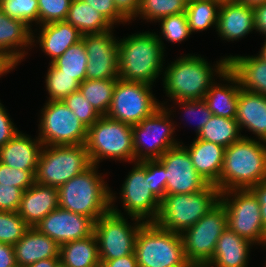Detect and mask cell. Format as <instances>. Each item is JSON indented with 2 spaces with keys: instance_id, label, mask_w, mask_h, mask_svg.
<instances>
[{
  "instance_id": "cell-36",
  "label": "cell",
  "mask_w": 266,
  "mask_h": 267,
  "mask_svg": "<svg viewBox=\"0 0 266 267\" xmlns=\"http://www.w3.org/2000/svg\"><path fill=\"white\" fill-rule=\"evenodd\" d=\"M49 69L45 76V87L49 94L47 101L63 100L71 93L79 90L80 83L68 74H63L53 63H49Z\"/></svg>"
},
{
  "instance_id": "cell-53",
  "label": "cell",
  "mask_w": 266,
  "mask_h": 267,
  "mask_svg": "<svg viewBox=\"0 0 266 267\" xmlns=\"http://www.w3.org/2000/svg\"><path fill=\"white\" fill-rule=\"evenodd\" d=\"M254 11V20H255V30L260 34L265 35L266 38V3L255 6Z\"/></svg>"
},
{
  "instance_id": "cell-51",
  "label": "cell",
  "mask_w": 266,
  "mask_h": 267,
  "mask_svg": "<svg viewBox=\"0 0 266 267\" xmlns=\"http://www.w3.org/2000/svg\"><path fill=\"white\" fill-rule=\"evenodd\" d=\"M250 190L255 194L260 204V211L262 217V223L266 229V180L259 184L252 186Z\"/></svg>"
},
{
  "instance_id": "cell-3",
  "label": "cell",
  "mask_w": 266,
  "mask_h": 267,
  "mask_svg": "<svg viewBox=\"0 0 266 267\" xmlns=\"http://www.w3.org/2000/svg\"><path fill=\"white\" fill-rule=\"evenodd\" d=\"M164 51L154 32H140L118 42L119 78L153 85L163 72Z\"/></svg>"
},
{
  "instance_id": "cell-20",
  "label": "cell",
  "mask_w": 266,
  "mask_h": 267,
  "mask_svg": "<svg viewBox=\"0 0 266 267\" xmlns=\"http://www.w3.org/2000/svg\"><path fill=\"white\" fill-rule=\"evenodd\" d=\"M17 133L10 141L0 148V162L24 171H36L43 143L38 137Z\"/></svg>"
},
{
  "instance_id": "cell-9",
  "label": "cell",
  "mask_w": 266,
  "mask_h": 267,
  "mask_svg": "<svg viewBox=\"0 0 266 267\" xmlns=\"http://www.w3.org/2000/svg\"><path fill=\"white\" fill-rule=\"evenodd\" d=\"M91 165L86 145L43 146L35 182L59 188Z\"/></svg>"
},
{
  "instance_id": "cell-29",
  "label": "cell",
  "mask_w": 266,
  "mask_h": 267,
  "mask_svg": "<svg viewBox=\"0 0 266 267\" xmlns=\"http://www.w3.org/2000/svg\"><path fill=\"white\" fill-rule=\"evenodd\" d=\"M223 79H222V78ZM221 80L230 84H217L215 82L207 91L203 100L206 102L212 115L235 118L237 110V100L240 92V84L237 77L228 69Z\"/></svg>"
},
{
  "instance_id": "cell-17",
  "label": "cell",
  "mask_w": 266,
  "mask_h": 267,
  "mask_svg": "<svg viewBox=\"0 0 266 267\" xmlns=\"http://www.w3.org/2000/svg\"><path fill=\"white\" fill-rule=\"evenodd\" d=\"M113 30L82 35L87 52L86 79H118V42Z\"/></svg>"
},
{
  "instance_id": "cell-34",
  "label": "cell",
  "mask_w": 266,
  "mask_h": 267,
  "mask_svg": "<svg viewBox=\"0 0 266 267\" xmlns=\"http://www.w3.org/2000/svg\"><path fill=\"white\" fill-rule=\"evenodd\" d=\"M117 79H85L79 90L101 116L106 115L112 103L113 91Z\"/></svg>"
},
{
  "instance_id": "cell-52",
  "label": "cell",
  "mask_w": 266,
  "mask_h": 267,
  "mask_svg": "<svg viewBox=\"0 0 266 267\" xmlns=\"http://www.w3.org/2000/svg\"><path fill=\"white\" fill-rule=\"evenodd\" d=\"M100 267H138L135 253L119 257L114 260H100Z\"/></svg>"
},
{
  "instance_id": "cell-38",
  "label": "cell",
  "mask_w": 266,
  "mask_h": 267,
  "mask_svg": "<svg viewBox=\"0 0 266 267\" xmlns=\"http://www.w3.org/2000/svg\"><path fill=\"white\" fill-rule=\"evenodd\" d=\"M158 22L161 24V36L157 34L158 40L162 44L164 50V43L162 40L166 39L172 43H179L190 37L191 32L189 29L186 13H179L169 15L160 19Z\"/></svg>"
},
{
  "instance_id": "cell-2",
  "label": "cell",
  "mask_w": 266,
  "mask_h": 267,
  "mask_svg": "<svg viewBox=\"0 0 266 267\" xmlns=\"http://www.w3.org/2000/svg\"><path fill=\"white\" fill-rule=\"evenodd\" d=\"M266 180V141L243 136L225 148L219 180L220 192L250 189Z\"/></svg>"
},
{
  "instance_id": "cell-54",
  "label": "cell",
  "mask_w": 266,
  "mask_h": 267,
  "mask_svg": "<svg viewBox=\"0 0 266 267\" xmlns=\"http://www.w3.org/2000/svg\"><path fill=\"white\" fill-rule=\"evenodd\" d=\"M18 63L20 62L13 55L4 50H0V77L15 69Z\"/></svg>"
},
{
  "instance_id": "cell-47",
  "label": "cell",
  "mask_w": 266,
  "mask_h": 267,
  "mask_svg": "<svg viewBox=\"0 0 266 267\" xmlns=\"http://www.w3.org/2000/svg\"><path fill=\"white\" fill-rule=\"evenodd\" d=\"M98 10L113 26L129 20L117 9L114 0H83Z\"/></svg>"
},
{
  "instance_id": "cell-7",
  "label": "cell",
  "mask_w": 266,
  "mask_h": 267,
  "mask_svg": "<svg viewBox=\"0 0 266 267\" xmlns=\"http://www.w3.org/2000/svg\"><path fill=\"white\" fill-rule=\"evenodd\" d=\"M86 148L92 164L104 159L134 162L132 125L101 116L87 131ZM101 160V161H100Z\"/></svg>"
},
{
  "instance_id": "cell-49",
  "label": "cell",
  "mask_w": 266,
  "mask_h": 267,
  "mask_svg": "<svg viewBox=\"0 0 266 267\" xmlns=\"http://www.w3.org/2000/svg\"><path fill=\"white\" fill-rule=\"evenodd\" d=\"M117 9L129 20L137 15L140 0H114Z\"/></svg>"
},
{
  "instance_id": "cell-26",
  "label": "cell",
  "mask_w": 266,
  "mask_h": 267,
  "mask_svg": "<svg viewBox=\"0 0 266 267\" xmlns=\"http://www.w3.org/2000/svg\"><path fill=\"white\" fill-rule=\"evenodd\" d=\"M192 160L194 168L208 183L215 184L222 170L225 148L221 145L207 142L195 137L189 148L183 145Z\"/></svg>"
},
{
  "instance_id": "cell-28",
  "label": "cell",
  "mask_w": 266,
  "mask_h": 267,
  "mask_svg": "<svg viewBox=\"0 0 266 267\" xmlns=\"http://www.w3.org/2000/svg\"><path fill=\"white\" fill-rule=\"evenodd\" d=\"M227 58L228 69L242 89L266 96V61L261 56L229 55Z\"/></svg>"
},
{
  "instance_id": "cell-48",
  "label": "cell",
  "mask_w": 266,
  "mask_h": 267,
  "mask_svg": "<svg viewBox=\"0 0 266 267\" xmlns=\"http://www.w3.org/2000/svg\"><path fill=\"white\" fill-rule=\"evenodd\" d=\"M0 102V148L20 132Z\"/></svg>"
},
{
  "instance_id": "cell-14",
  "label": "cell",
  "mask_w": 266,
  "mask_h": 267,
  "mask_svg": "<svg viewBox=\"0 0 266 267\" xmlns=\"http://www.w3.org/2000/svg\"><path fill=\"white\" fill-rule=\"evenodd\" d=\"M41 113L38 138L44 146L86 144L88 128L62 100L46 101Z\"/></svg>"
},
{
  "instance_id": "cell-18",
  "label": "cell",
  "mask_w": 266,
  "mask_h": 267,
  "mask_svg": "<svg viewBox=\"0 0 266 267\" xmlns=\"http://www.w3.org/2000/svg\"><path fill=\"white\" fill-rule=\"evenodd\" d=\"M95 221L87 216L57 207L34 227L57 244L81 240L94 234Z\"/></svg>"
},
{
  "instance_id": "cell-43",
  "label": "cell",
  "mask_w": 266,
  "mask_h": 267,
  "mask_svg": "<svg viewBox=\"0 0 266 267\" xmlns=\"http://www.w3.org/2000/svg\"><path fill=\"white\" fill-rule=\"evenodd\" d=\"M36 171H24L11 168L0 162V183L13 185L23 191L35 183Z\"/></svg>"
},
{
  "instance_id": "cell-56",
  "label": "cell",
  "mask_w": 266,
  "mask_h": 267,
  "mask_svg": "<svg viewBox=\"0 0 266 267\" xmlns=\"http://www.w3.org/2000/svg\"><path fill=\"white\" fill-rule=\"evenodd\" d=\"M237 1L240 2V3L248 5L249 7H253V8L255 6H258V5H261L263 3H266V0H237Z\"/></svg>"
},
{
  "instance_id": "cell-27",
  "label": "cell",
  "mask_w": 266,
  "mask_h": 267,
  "mask_svg": "<svg viewBox=\"0 0 266 267\" xmlns=\"http://www.w3.org/2000/svg\"><path fill=\"white\" fill-rule=\"evenodd\" d=\"M33 31L25 22L12 19L0 9V50L10 53L20 63L28 54L25 49L30 50L34 45Z\"/></svg>"
},
{
  "instance_id": "cell-6",
  "label": "cell",
  "mask_w": 266,
  "mask_h": 267,
  "mask_svg": "<svg viewBox=\"0 0 266 267\" xmlns=\"http://www.w3.org/2000/svg\"><path fill=\"white\" fill-rule=\"evenodd\" d=\"M134 253L138 267H192L186 259L180 234L165 230L155 222L140 227Z\"/></svg>"
},
{
  "instance_id": "cell-45",
  "label": "cell",
  "mask_w": 266,
  "mask_h": 267,
  "mask_svg": "<svg viewBox=\"0 0 266 267\" xmlns=\"http://www.w3.org/2000/svg\"><path fill=\"white\" fill-rule=\"evenodd\" d=\"M175 103H179V107L185 111L184 115L187 117L196 118L197 126L196 129V136L200 132V130L204 127V125L210 120L212 116V112L208 108L206 102L203 99L200 100H183V101H175ZM185 117V116H184ZM199 117V118H197ZM192 118V119H193Z\"/></svg>"
},
{
  "instance_id": "cell-33",
  "label": "cell",
  "mask_w": 266,
  "mask_h": 267,
  "mask_svg": "<svg viewBox=\"0 0 266 267\" xmlns=\"http://www.w3.org/2000/svg\"><path fill=\"white\" fill-rule=\"evenodd\" d=\"M221 2L222 0H194L187 3L185 13L191 34L212 26L216 29Z\"/></svg>"
},
{
  "instance_id": "cell-1",
  "label": "cell",
  "mask_w": 266,
  "mask_h": 267,
  "mask_svg": "<svg viewBox=\"0 0 266 267\" xmlns=\"http://www.w3.org/2000/svg\"><path fill=\"white\" fill-rule=\"evenodd\" d=\"M211 66L201 55L192 54L171 62L162 75L166 96L173 102L203 99L215 83L214 76L217 74L218 78L228 70V58H221L214 68Z\"/></svg>"
},
{
  "instance_id": "cell-25",
  "label": "cell",
  "mask_w": 266,
  "mask_h": 267,
  "mask_svg": "<svg viewBox=\"0 0 266 267\" xmlns=\"http://www.w3.org/2000/svg\"><path fill=\"white\" fill-rule=\"evenodd\" d=\"M38 33L39 47L51 59L50 63L62 56L72 45L82 39V34L77 28L66 21H56L41 25Z\"/></svg>"
},
{
  "instance_id": "cell-57",
  "label": "cell",
  "mask_w": 266,
  "mask_h": 267,
  "mask_svg": "<svg viewBox=\"0 0 266 267\" xmlns=\"http://www.w3.org/2000/svg\"><path fill=\"white\" fill-rule=\"evenodd\" d=\"M264 44L262 45L261 50L258 52L259 56H261L266 61V39L264 40Z\"/></svg>"
},
{
  "instance_id": "cell-22",
  "label": "cell",
  "mask_w": 266,
  "mask_h": 267,
  "mask_svg": "<svg viewBox=\"0 0 266 267\" xmlns=\"http://www.w3.org/2000/svg\"><path fill=\"white\" fill-rule=\"evenodd\" d=\"M235 119L240 131L247 128L258 140L266 141V96L240 88Z\"/></svg>"
},
{
  "instance_id": "cell-16",
  "label": "cell",
  "mask_w": 266,
  "mask_h": 267,
  "mask_svg": "<svg viewBox=\"0 0 266 267\" xmlns=\"http://www.w3.org/2000/svg\"><path fill=\"white\" fill-rule=\"evenodd\" d=\"M182 144L168 149L157 159L166 169V195L199 192L208 185Z\"/></svg>"
},
{
  "instance_id": "cell-12",
  "label": "cell",
  "mask_w": 266,
  "mask_h": 267,
  "mask_svg": "<svg viewBox=\"0 0 266 267\" xmlns=\"http://www.w3.org/2000/svg\"><path fill=\"white\" fill-rule=\"evenodd\" d=\"M226 228V211L219 202L180 234L186 259L192 267H205L211 261L216 243Z\"/></svg>"
},
{
  "instance_id": "cell-21",
  "label": "cell",
  "mask_w": 266,
  "mask_h": 267,
  "mask_svg": "<svg viewBox=\"0 0 266 267\" xmlns=\"http://www.w3.org/2000/svg\"><path fill=\"white\" fill-rule=\"evenodd\" d=\"M58 206V188L35 182L23 191L18 214L34 227Z\"/></svg>"
},
{
  "instance_id": "cell-5",
  "label": "cell",
  "mask_w": 266,
  "mask_h": 267,
  "mask_svg": "<svg viewBox=\"0 0 266 267\" xmlns=\"http://www.w3.org/2000/svg\"><path fill=\"white\" fill-rule=\"evenodd\" d=\"M220 195V190L213 184L199 192L165 195L155 223L181 234L215 207L220 202Z\"/></svg>"
},
{
  "instance_id": "cell-23",
  "label": "cell",
  "mask_w": 266,
  "mask_h": 267,
  "mask_svg": "<svg viewBox=\"0 0 266 267\" xmlns=\"http://www.w3.org/2000/svg\"><path fill=\"white\" fill-rule=\"evenodd\" d=\"M16 263L25 267L39 260L60 258V245L47 235L30 227L23 237L14 245Z\"/></svg>"
},
{
  "instance_id": "cell-35",
  "label": "cell",
  "mask_w": 266,
  "mask_h": 267,
  "mask_svg": "<svg viewBox=\"0 0 266 267\" xmlns=\"http://www.w3.org/2000/svg\"><path fill=\"white\" fill-rule=\"evenodd\" d=\"M87 52L84 42L80 40L78 43L70 46L62 56L58 57L52 63L63 74L74 76L81 84L86 79Z\"/></svg>"
},
{
  "instance_id": "cell-40",
  "label": "cell",
  "mask_w": 266,
  "mask_h": 267,
  "mask_svg": "<svg viewBox=\"0 0 266 267\" xmlns=\"http://www.w3.org/2000/svg\"><path fill=\"white\" fill-rule=\"evenodd\" d=\"M30 226L18 212L0 211V242L15 245Z\"/></svg>"
},
{
  "instance_id": "cell-55",
  "label": "cell",
  "mask_w": 266,
  "mask_h": 267,
  "mask_svg": "<svg viewBox=\"0 0 266 267\" xmlns=\"http://www.w3.org/2000/svg\"><path fill=\"white\" fill-rule=\"evenodd\" d=\"M60 264V258H48L39 260L36 263L30 264L25 267H58Z\"/></svg>"
},
{
  "instance_id": "cell-32",
  "label": "cell",
  "mask_w": 266,
  "mask_h": 267,
  "mask_svg": "<svg viewBox=\"0 0 266 267\" xmlns=\"http://www.w3.org/2000/svg\"><path fill=\"white\" fill-rule=\"evenodd\" d=\"M240 133V134H239ZM243 135L235 118L212 115L210 120L200 130L196 138L212 142L227 148L239 141Z\"/></svg>"
},
{
  "instance_id": "cell-8",
  "label": "cell",
  "mask_w": 266,
  "mask_h": 267,
  "mask_svg": "<svg viewBox=\"0 0 266 267\" xmlns=\"http://www.w3.org/2000/svg\"><path fill=\"white\" fill-rule=\"evenodd\" d=\"M115 199V193L110 191V211L97 219L94 225L100 260H114L134 253L136 237L144 223L135 218L133 226L130 225L128 218H124L115 207Z\"/></svg>"
},
{
  "instance_id": "cell-19",
  "label": "cell",
  "mask_w": 266,
  "mask_h": 267,
  "mask_svg": "<svg viewBox=\"0 0 266 267\" xmlns=\"http://www.w3.org/2000/svg\"><path fill=\"white\" fill-rule=\"evenodd\" d=\"M255 30L253 7L237 0H222L216 31L226 41H237Z\"/></svg>"
},
{
  "instance_id": "cell-15",
  "label": "cell",
  "mask_w": 266,
  "mask_h": 267,
  "mask_svg": "<svg viewBox=\"0 0 266 267\" xmlns=\"http://www.w3.org/2000/svg\"><path fill=\"white\" fill-rule=\"evenodd\" d=\"M134 164L120 191L124 212L132 221L136 218L144 223L155 222L161 201L150 190L149 178H145L146 160L135 161Z\"/></svg>"
},
{
  "instance_id": "cell-42",
  "label": "cell",
  "mask_w": 266,
  "mask_h": 267,
  "mask_svg": "<svg viewBox=\"0 0 266 267\" xmlns=\"http://www.w3.org/2000/svg\"><path fill=\"white\" fill-rule=\"evenodd\" d=\"M72 0H38V25L65 21Z\"/></svg>"
},
{
  "instance_id": "cell-39",
  "label": "cell",
  "mask_w": 266,
  "mask_h": 267,
  "mask_svg": "<svg viewBox=\"0 0 266 267\" xmlns=\"http://www.w3.org/2000/svg\"><path fill=\"white\" fill-rule=\"evenodd\" d=\"M0 9L12 19L25 22L32 27V22L38 24V0H0Z\"/></svg>"
},
{
  "instance_id": "cell-11",
  "label": "cell",
  "mask_w": 266,
  "mask_h": 267,
  "mask_svg": "<svg viewBox=\"0 0 266 267\" xmlns=\"http://www.w3.org/2000/svg\"><path fill=\"white\" fill-rule=\"evenodd\" d=\"M220 202L226 211L227 228L252 244L261 245L266 229L255 194L250 189H231L221 192Z\"/></svg>"
},
{
  "instance_id": "cell-30",
  "label": "cell",
  "mask_w": 266,
  "mask_h": 267,
  "mask_svg": "<svg viewBox=\"0 0 266 267\" xmlns=\"http://www.w3.org/2000/svg\"><path fill=\"white\" fill-rule=\"evenodd\" d=\"M60 264L64 267H100L98 241L95 234L60 245Z\"/></svg>"
},
{
  "instance_id": "cell-41",
  "label": "cell",
  "mask_w": 266,
  "mask_h": 267,
  "mask_svg": "<svg viewBox=\"0 0 266 267\" xmlns=\"http://www.w3.org/2000/svg\"><path fill=\"white\" fill-rule=\"evenodd\" d=\"M62 101L87 128L101 117L100 113L85 99L80 90L71 93Z\"/></svg>"
},
{
  "instance_id": "cell-24",
  "label": "cell",
  "mask_w": 266,
  "mask_h": 267,
  "mask_svg": "<svg viewBox=\"0 0 266 267\" xmlns=\"http://www.w3.org/2000/svg\"><path fill=\"white\" fill-rule=\"evenodd\" d=\"M254 244L226 228L220 235L211 261L205 267H248Z\"/></svg>"
},
{
  "instance_id": "cell-58",
  "label": "cell",
  "mask_w": 266,
  "mask_h": 267,
  "mask_svg": "<svg viewBox=\"0 0 266 267\" xmlns=\"http://www.w3.org/2000/svg\"><path fill=\"white\" fill-rule=\"evenodd\" d=\"M263 247L264 246H266V238L264 239V241L262 242V244H261ZM266 264V263H265ZM265 267H266V265H265Z\"/></svg>"
},
{
  "instance_id": "cell-50",
  "label": "cell",
  "mask_w": 266,
  "mask_h": 267,
  "mask_svg": "<svg viewBox=\"0 0 266 267\" xmlns=\"http://www.w3.org/2000/svg\"><path fill=\"white\" fill-rule=\"evenodd\" d=\"M17 266L14 245L0 242V267Z\"/></svg>"
},
{
  "instance_id": "cell-4",
  "label": "cell",
  "mask_w": 266,
  "mask_h": 267,
  "mask_svg": "<svg viewBox=\"0 0 266 267\" xmlns=\"http://www.w3.org/2000/svg\"><path fill=\"white\" fill-rule=\"evenodd\" d=\"M92 164L58 188L59 207L92 218L94 221L110 211V188L104 176Z\"/></svg>"
},
{
  "instance_id": "cell-44",
  "label": "cell",
  "mask_w": 266,
  "mask_h": 267,
  "mask_svg": "<svg viewBox=\"0 0 266 267\" xmlns=\"http://www.w3.org/2000/svg\"><path fill=\"white\" fill-rule=\"evenodd\" d=\"M166 169L157 160H146V176L149 178L150 190L161 201L166 195Z\"/></svg>"
},
{
  "instance_id": "cell-37",
  "label": "cell",
  "mask_w": 266,
  "mask_h": 267,
  "mask_svg": "<svg viewBox=\"0 0 266 267\" xmlns=\"http://www.w3.org/2000/svg\"><path fill=\"white\" fill-rule=\"evenodd\" d=\"M186 5L185 0H140L139 10L134 18L140 16L147 22H158L169 15L184 13Z\"/></svg>"
},
{
  "instance_id": "cell-10",
  "label": "cell",
  "mask_w": 266,
  "mask_h": 267,
  "mask_svg": "<svg viewBox=\"0 0 266 267\" xmlns=\"http://www.w3.org/2000/svg\"><path fill=\"white\" fill-rule=\"evenodd\" d=\"M172 111L161 106L152 115L132 126L134 162L159 159L168 149L179 145L173 137Z\"/></svg>"
},
{
  "instance_id": "cell-31",
  "label": "cell",
  "mask_w": 266,
  "mask_h": 267,
  "mask_svg": "<svg viewBox=\"0 0 266 267\" xmlns=\"http://www.w3.org/2000/svg\"><path fill=\"white\" fill-rule=\"evenodd\" d=\"M65 21L77 28L82 35L102 33L114 28L98 10L83 0H72Z\"/></svg>"
},
{
  "instance_id": "cell-46",
  "label": "cell",
  "mask_w": 266,
  "mask_h": 267,
  "mask_svg": "<svg viewBox=\"0 0 266 267\" xmlns=\"http://www.w3.org/2000/svg\"><path fill=\"white\" fill-rule=\"evenodd\" d=\"M23 190L0 183V211L18 212Z\"/></svg>"
},
{
  "instance_id": "cell-13",
  "label": "cell",
  "mask_w": 266,
  "mask_h": 267,
  "mask_svg": "<svg viewBox=\"0 0 266 267\" xmlns=\"http://www.w3.org/2000/svg\"><path fill=\"white\" fill-rule=\"evenodd\" d=\"M151 89L150 84L118 78L106 116L128 125H137L166 103L157 101Z\"/></svg>"
}]
</instances>
